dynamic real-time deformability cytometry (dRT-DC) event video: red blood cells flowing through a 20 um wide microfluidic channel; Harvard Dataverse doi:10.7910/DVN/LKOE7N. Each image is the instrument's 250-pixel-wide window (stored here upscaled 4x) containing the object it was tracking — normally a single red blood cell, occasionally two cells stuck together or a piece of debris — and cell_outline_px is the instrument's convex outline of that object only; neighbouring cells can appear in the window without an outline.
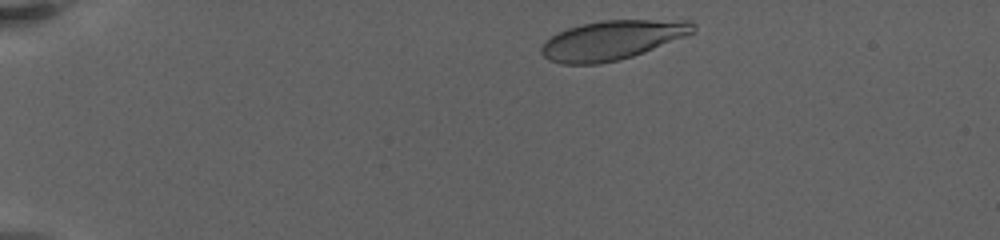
{"species": "human", "species_latin": "Homo sapiens", "temperature_condition": "warm", "stored_images_in_passage": 14, "camera_frame_rate_fps": 3000, "um_per_image_px": 0.085, "donor": {"sex": "female"}, "frame": {"image": 1, "passage_image": 3, "time_ms": 0.667, "image_size_px": [1000, 240], "cell_outline_px": [[696, 32], [644, 52], [620, 60], [600, 64], [560, 64], [548, 60], [540, 52], [540, 48], [552, 36], [568, 28], [600, 20], [692, 20], [696, 24]], "centroid_in_image_um": [52.08, 3.41], "position_along_channel_um": 32.9, "area_um2": 34.74}}